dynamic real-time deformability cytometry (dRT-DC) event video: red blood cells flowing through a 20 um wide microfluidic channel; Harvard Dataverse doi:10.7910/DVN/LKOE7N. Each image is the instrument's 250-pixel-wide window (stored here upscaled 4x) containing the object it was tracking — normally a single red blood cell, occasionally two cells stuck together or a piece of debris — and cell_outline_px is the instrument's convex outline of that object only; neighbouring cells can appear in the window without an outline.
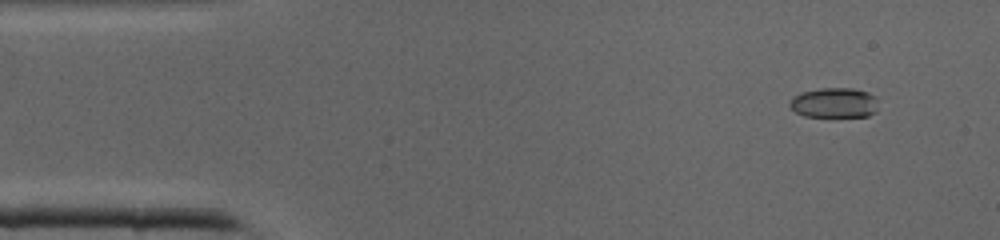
{"species": "common noctule bat (a hibernating species)", "species_latin": "Nyctalus noctula", "temperature_condition": "cold", "stored_images_in_passage": 37, "camera_frame_rate_fps": 3000, "um_per_image_px": 0.085, "animal": {"sex": "male", "body_mass_g": 19.0, "forearm_length_mm": 50.8}, "frame": {"image": 1, "passage_image": 1, "time_ms": 0.0, "image_size_px": [1000, 240], "cell_outline_px": [[876, 112], [868, 116], [804, 116], [796, 112], [788, 104], [800, 92], [820, 88], [852, 88], [868, 92], [876, 96]], "centroid_in_image_um": [70.93, 8.73], "position_along_channel_um": 14.1, "area_um2": 15.37}}
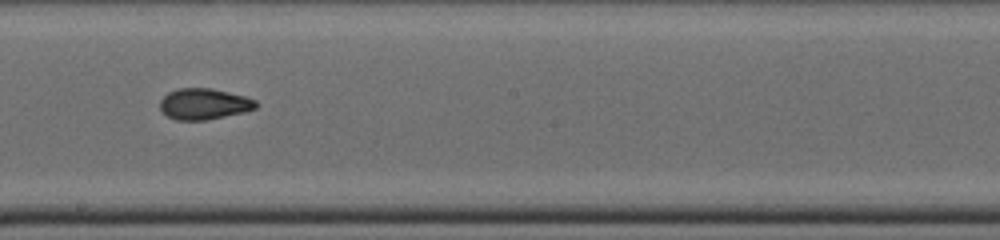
{"frame": {"image": 2, "passage_image": 20, "time_ms": 6.333, "image_size_px": [1000, 240], "cell_outline_px": [[260, 104], [256, 108], [244, 112], [204, 120], [176, 120], [168, 116], [160, 108], [160, 100], [168, 92], [180, 88], [212, 88], [244, 96], [256, 100]], "centroid_in_image_um": [17.36, 8.83], "position_along_channel_um": 230.8, "area_um2": 17.28}}
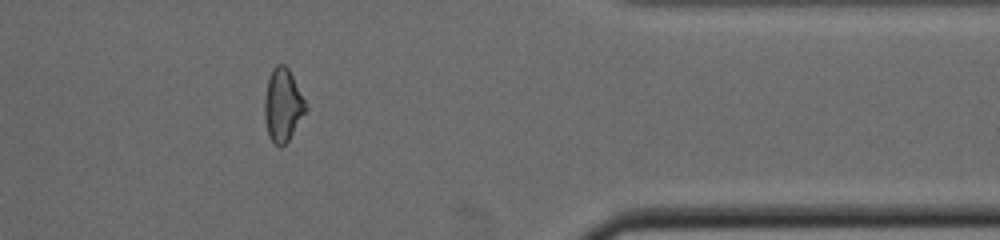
{"frame": {"image": 3, "passage_image": 31, "time_ms": 10.0, "image_size_px": [1000, 240], "cell_outline_px": [[308, 108], [288, 140], [280, 148], [272, 140], [268, 132], [264, 116], [264, 100], [268, 80], [272, 68], [276, 64], [284, 64], [288, 68]], "centroid_in_image_um": [24.02, 8.92], "position_along_channel_um": 387.4, "area_um2": 17.11}}